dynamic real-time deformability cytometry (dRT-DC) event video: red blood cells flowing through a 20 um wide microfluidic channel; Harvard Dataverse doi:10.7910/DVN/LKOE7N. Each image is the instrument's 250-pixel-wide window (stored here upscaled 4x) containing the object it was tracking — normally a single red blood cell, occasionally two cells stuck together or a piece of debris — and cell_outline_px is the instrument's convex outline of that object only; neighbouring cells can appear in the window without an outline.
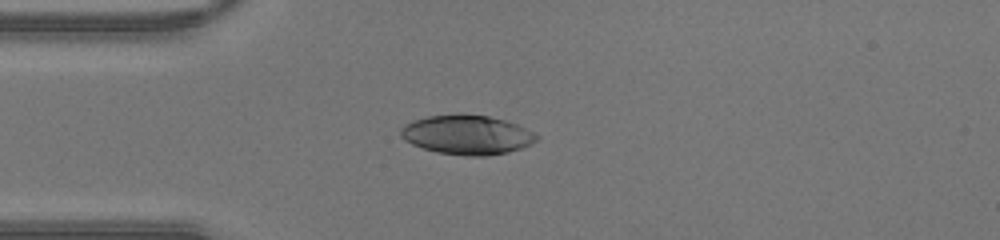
{"species": "human", "species_latin": "Homo sapiens", "temperature_condition": "warm", "stored_images_in_passage": 34, "camera_frame_rate_fps": 3000, "um_per_image_px": 0.085, "donor": {"sex": "male"}, "frame": {"image": 1, "passage_image": 1, "time_ms": 0.0, "image_size_px": [1000, 240], "cell_outline_px": [[540, 136], [532, 144], [508, 152], [488, 156], [464, 156], [436, 152], [412, 144], [404, 140], [400, 136], [400, 128], [404, 124], [412, 120], [428, 116], [460, 112], [488, 116], [504, 120], [516, 124]], "centroid_in_image_um": [39.66, 11.44], "position_along_channel_um": 45.3, "area_um2": 31.56}}
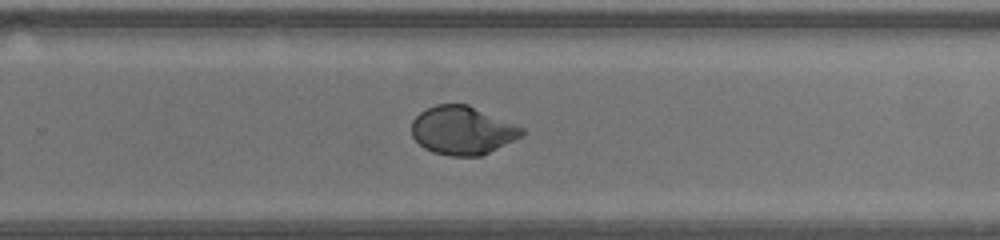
{"frame": {"image": 2, "passage_image": 18, "time_ms": 5.667, "image_size_px": [1000, 240], "cell_outline_px": [[524, 136], [480, 156], [448, 156], [432, 152], [424, 148], [412, 136], [412, 120], [424, 108], [436, 104], [468, 104], [524, 128]], "centroid_in_image_um": [39.29, 11.08], "position_along_channel_um": 290.5, "area_um2": 31.21}}
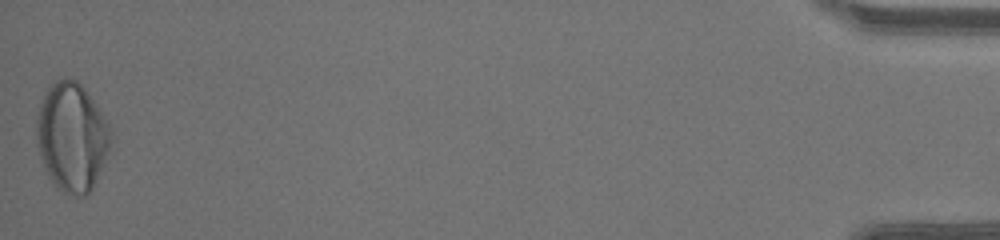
{"frame": {"image": 3, "passage_image": 34, "time_ms": 11.0, "image_size_px": [1000, 240], "cell_outline_px": [[112, 136], [104, 164], [88, 196], [72, 196], [56, 188], [48, 176], [44, 168], [36, 144], [36, 116], [40, 104], [48, 88], [56, 80], [76, 80], [84, 88], [108, 124], [112, 132]], "centroid_in_image_um": [6.09, 11.7], "position_along_channel_um": 429.1, "area_um2": 46.76}}